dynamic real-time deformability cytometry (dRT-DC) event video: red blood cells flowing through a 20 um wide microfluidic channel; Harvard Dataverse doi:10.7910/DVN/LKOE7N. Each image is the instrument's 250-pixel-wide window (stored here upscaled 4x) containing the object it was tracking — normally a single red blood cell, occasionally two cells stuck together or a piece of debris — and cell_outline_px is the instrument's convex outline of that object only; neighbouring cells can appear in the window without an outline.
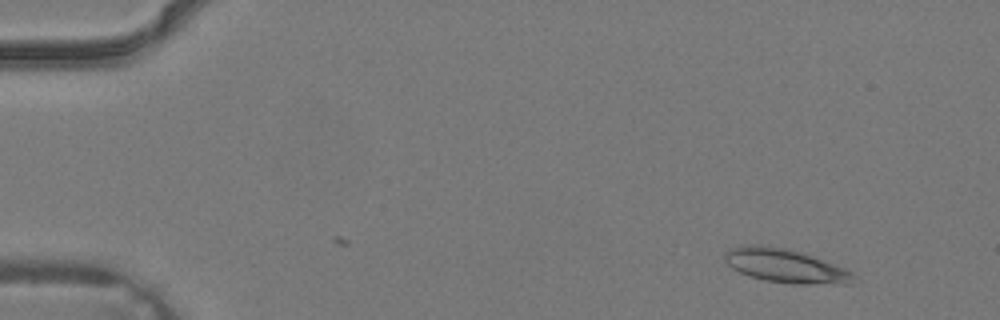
{"species": "common noctule bat (a hibernating species)", "species_latin": "Nyctalus noctula", "temperature_condition": "warm", "stored_images_in_passage": 2, "camera_frame_rate_fps": 3000, "um_per_image_px": 0.085, "animal": {"sex": "male", "body_mass_g": 19.2, "forearm_length_mm": 51.8}, "frame": {"image": 1, "passage_image": 2, "time_ms": 0.333, "image_size_px": [1000, 320], "cell_outline_px": [[856, 276], [844, 280], [808, 284], [792, 284], [764, 280], [740, 272], [732, 268], [724, 260], [724, 252], [732, 248], [748, 244], [756, 244], [784, 248], [800, 252], [812, 256], [844, 268], [852, 272]], "centroid_in_image_um": [66.59, 22.55], "position_along_channel_um": 18.4, "area_um2": 24.28}}